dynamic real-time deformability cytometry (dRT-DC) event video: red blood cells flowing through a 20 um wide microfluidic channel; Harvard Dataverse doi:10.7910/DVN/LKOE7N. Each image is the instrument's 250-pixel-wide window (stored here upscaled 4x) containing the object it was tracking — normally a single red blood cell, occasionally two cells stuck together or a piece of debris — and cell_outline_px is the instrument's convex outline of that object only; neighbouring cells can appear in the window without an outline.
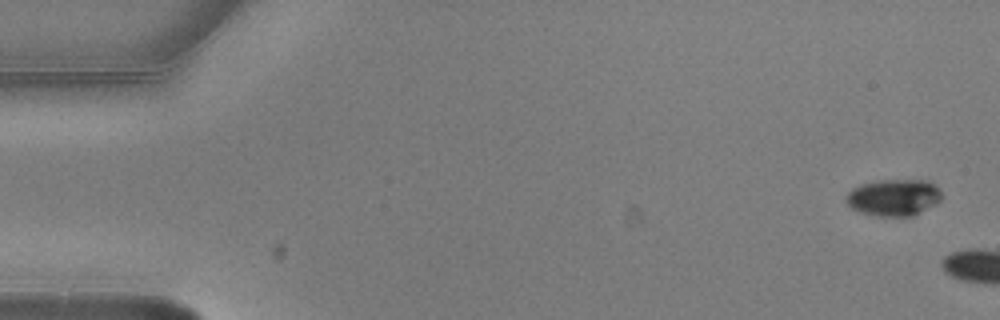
{"species": "common noctule bat (a hibernating species)", "species_latin": "Nyctalus noctula", "temperature_condition": "warm", "stored_images_in_passage": 5, "camera_frame_rate_fps": 3000, "um_per_image_px": 0.085, "animal": {"sex": "male", "body_mass_g": 20.5, "forearm_length_mm": 52.5}, "frame": {"image": 1, "passage_image": 1, "time_ms": 0.0, "image_size_px": [1000, 320], "cell_outline_px": [[940, 200], [936, 204], [912, 216], [876, 216], [860, 212], [852, 208], [844, 200], [848, 192], [852, 188], [860, 184], [880, 180], [928, 180], [936, 184], [940, 192]], "centroid_in_image_um": [75.95, 16.78], "position_along_channel_um": 9.0, "area_um2": 20.52}}